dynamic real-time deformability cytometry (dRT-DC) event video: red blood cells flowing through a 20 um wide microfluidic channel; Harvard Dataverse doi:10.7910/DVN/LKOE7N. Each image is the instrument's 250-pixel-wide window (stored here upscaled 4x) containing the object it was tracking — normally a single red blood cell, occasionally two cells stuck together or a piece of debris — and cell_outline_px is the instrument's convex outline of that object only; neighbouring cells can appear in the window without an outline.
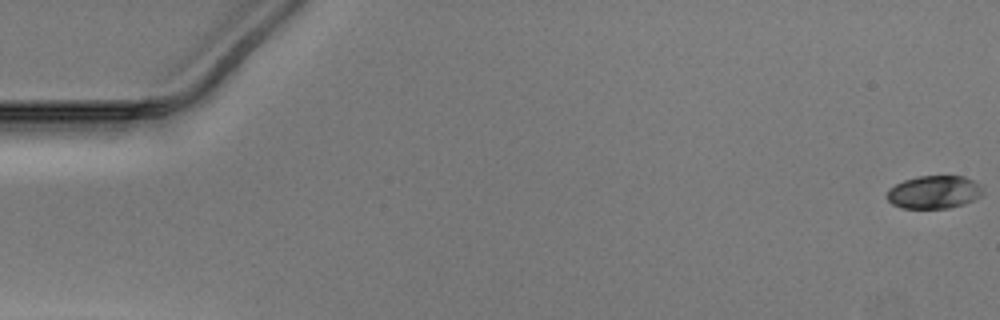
{"species": "Egyptian fruit bat (a non-hibernating species)", "species_latin": "Rousettus aegyptiacus", "temperature_condition": "warm", "stored_images_in_passage": 52, "camera_frame_rate_fps": 3000, "um_per_image_px": 0.085, "animal": {"sex": "male"}, "frame": {"image": 1, "passage_image": 1, "time_ms": 0.0, "image_size_px": [1000, 320], "cell_outline_px": [[984, 192], [976, 200], [964, 204], [948, 208], [900, 208], [892, 204], [888, 200], [888, 188], [904, 180], [920, 176], [964, 176], [980, 184]], "centroid_in_image_um": [79.42, 16.33], "position_along_channel_um": 5.6, "area_um2": 18.5}}
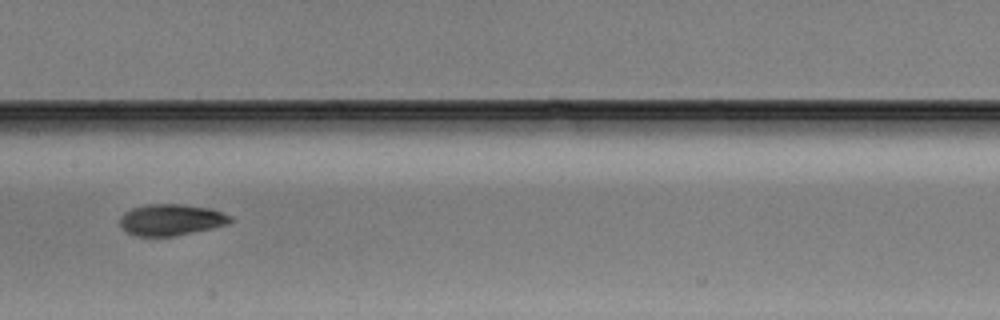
{"frame": {"image": 2, "passage_image": 27, "time_ms": 8.667, "image_size_px": [1000, 320], "cell_outline_px": [[236, 220], [228, 224], [212, 228], [176, 236], [136, 236], [120, 228], [120, 216], [124, 212], [132, 208], [148, 204], [184, 204], [212, 208], [232, 216]], "centroid_in_image_um": [14.58, 18.68], "position_along_channel_um": 192.8, "area_um2": 20.52}}
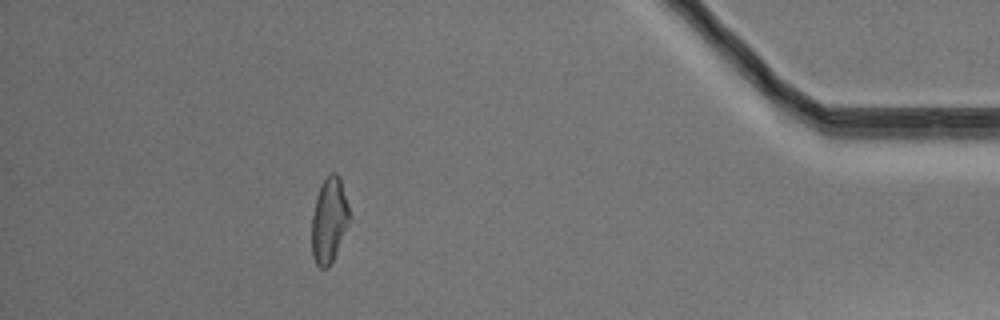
{"frame": {"image": 3, "passage_image": 47, "time_ms": 15.333, "image_size_px": [1000, 320], "cell_outline_px": [[352, 216], [336, 252], [328, 268], [320, 268], [316, 264], [312, 256], [312, 216], [316, 196], [320, 184], [328, 172], [336, 172], [340, 176]], "centroid_in_image_um": [27.99, 18.65], "position_along_channel_um": 407.2, "area_um2": 19.07}}